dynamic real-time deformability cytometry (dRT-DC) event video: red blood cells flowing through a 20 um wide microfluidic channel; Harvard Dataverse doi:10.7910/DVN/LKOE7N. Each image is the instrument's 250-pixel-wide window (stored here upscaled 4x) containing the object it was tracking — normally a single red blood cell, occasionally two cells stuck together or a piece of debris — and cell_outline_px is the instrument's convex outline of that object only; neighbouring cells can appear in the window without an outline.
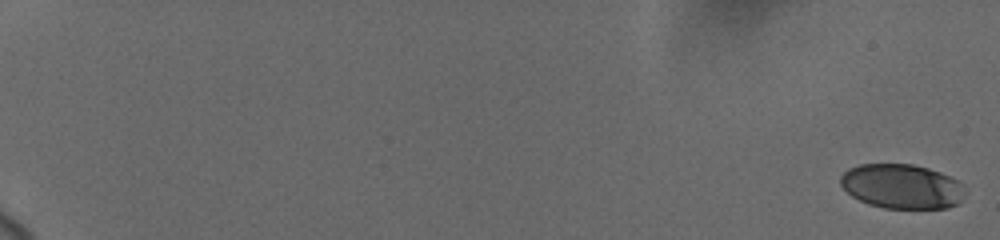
{"species": "human", "species_latin": "Homo sapiens", "temperature_condition": "cold", "stored_images_in_passage": 7, "camera_frame_rate_fps": 3000, "um_per_image_px": 0.085, "donor": {"sex": "female"}, "frame": {"image": 1, "passage_image": 1, "time_ms": 0.0, "image_size_px": [1000, 240], "cell_outline_px": [[964, 192], [960, 200], [956, 204], [948, 208], [884, 208], [868, 204], [852, 196], [840, 184], [840, 176], [848, 168], [860, 164], [912, 164], [928, 168], [940, 172], [956, 180], [960, 184]], "centroid_in_image_um": [76.61, 15.84], "position_along_channel_um": 8.4, "area_um2": 32.08}}